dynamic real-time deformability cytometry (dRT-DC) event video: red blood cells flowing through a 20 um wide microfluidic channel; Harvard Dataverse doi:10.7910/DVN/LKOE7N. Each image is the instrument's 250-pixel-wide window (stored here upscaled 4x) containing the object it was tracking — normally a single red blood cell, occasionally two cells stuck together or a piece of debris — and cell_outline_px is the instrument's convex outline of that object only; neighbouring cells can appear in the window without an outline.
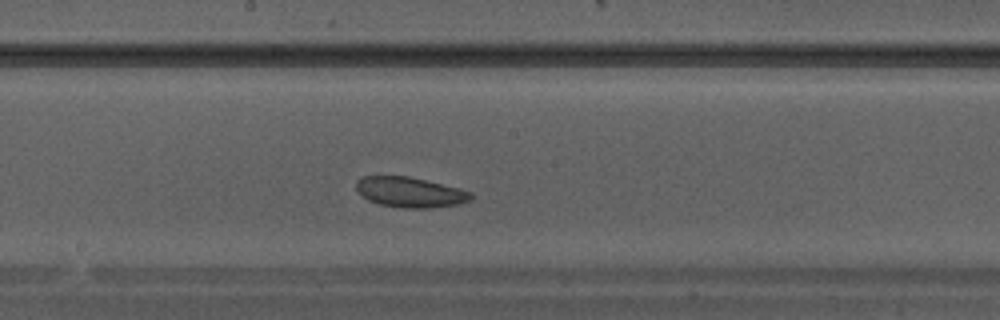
{"species": "Egyptian fruit bat (a non-hibernating species)", "species_latin": "Rousettus aegyptiacus", "temperature_condition": "warm", "stored_images_in_passage": 30, "camera_frame_rate_fps": 3000, "um_per_image_px": 0.085, "animal": {"sex": "male"}, "frame": {"image": 1, "passage_image": 13, "time_ms": 4.0, "image_size_px": [1000, 320], "cell_outline_px": [[472, 200], [460, 204], [428, 208], [400, 208], [380, 204], [368, 200], [356, 188], [356, 180], [364, 176], [408, 176], [460, 188], [472, 192]], "centroid_in_image_um": [34.89, 16.34], "position_along_channel_um": 213.3, "area_um2": 20.23}}